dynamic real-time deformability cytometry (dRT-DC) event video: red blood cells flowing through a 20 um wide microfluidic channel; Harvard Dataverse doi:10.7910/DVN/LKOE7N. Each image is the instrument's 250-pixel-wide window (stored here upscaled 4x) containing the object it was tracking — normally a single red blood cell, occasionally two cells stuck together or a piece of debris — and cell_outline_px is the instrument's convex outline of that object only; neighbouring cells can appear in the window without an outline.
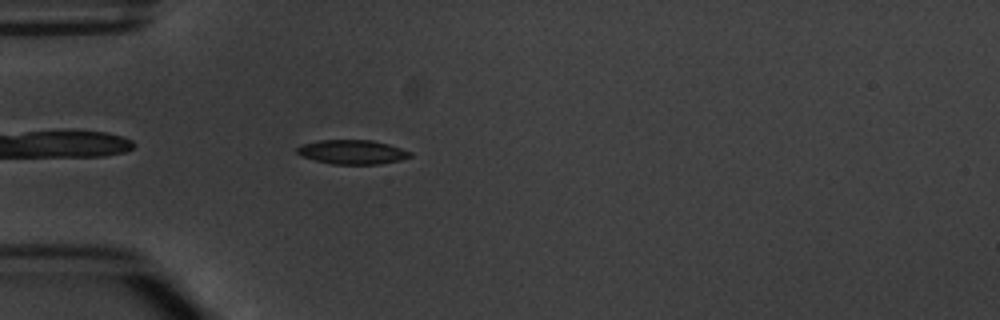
{"species": "common noctule bat (a hibernating species)", "species_latin": "Nyctalus noctula", "temperature_condition": "warm", "stored_images_in_passage": 4, "camera_frame_rate_fps": 3000, "um_per_image_px": 0.085, "animal": {"sex": "male", "body_mass_g": 20.1, "forearm_length_mm": 53.5}, "frame": {"image": 1, "passage_image": 4, "time_ms": 3.667, "image_size_px": [1000, 320], "cell_outline_px": [[412, 156], [400, 160], [380, 164], [332, 164], [300, 156], [296, 152], [296, 148], [300, 144], [320, 140], [372, 140], [388, 144], [412, 152]], "centroid_in_image_um": [29.92, 12.92], "position_along_channel_um": 55.1, "area_um2": 16.01}}